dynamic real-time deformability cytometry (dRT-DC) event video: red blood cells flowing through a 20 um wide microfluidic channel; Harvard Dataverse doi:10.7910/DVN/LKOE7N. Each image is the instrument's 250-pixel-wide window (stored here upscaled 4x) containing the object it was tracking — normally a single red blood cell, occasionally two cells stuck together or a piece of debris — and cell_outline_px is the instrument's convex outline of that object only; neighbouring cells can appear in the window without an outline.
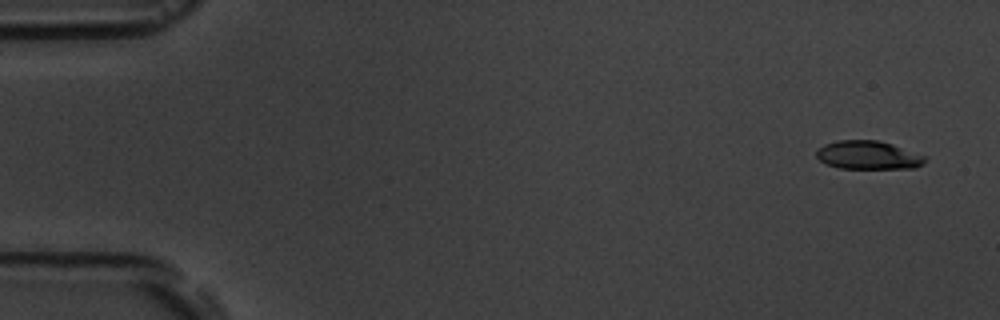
{"species": "common noctule bat (a hibernating species)", "species_latin": "Nyctalus noctula", "temperature_condition": "room temperature", "stored_images_in_passage": 5, "camera_frame_rate_fps": 3000, "um_per_image_px": 0.085, "animal": {"sex": "male", "body_mass_g": 19.5, "forearm_length_mm": 54.6}, "frame": {"image": 1, "passage_image": 1, "time_ms": 0.0, "image_size_px": [1000, 320], "cell_outline_px": [[928, 156], [924, 164], [916, 168], [840, 168], [824, 164], [816, 156], [816, 152], [824, 144], [840, 140], [876, 140], [892, 144]], "centroid_in_image_um": [73.83, 13.19], "position_along_channel_um": 11.2, "area_um2": 18.09}}